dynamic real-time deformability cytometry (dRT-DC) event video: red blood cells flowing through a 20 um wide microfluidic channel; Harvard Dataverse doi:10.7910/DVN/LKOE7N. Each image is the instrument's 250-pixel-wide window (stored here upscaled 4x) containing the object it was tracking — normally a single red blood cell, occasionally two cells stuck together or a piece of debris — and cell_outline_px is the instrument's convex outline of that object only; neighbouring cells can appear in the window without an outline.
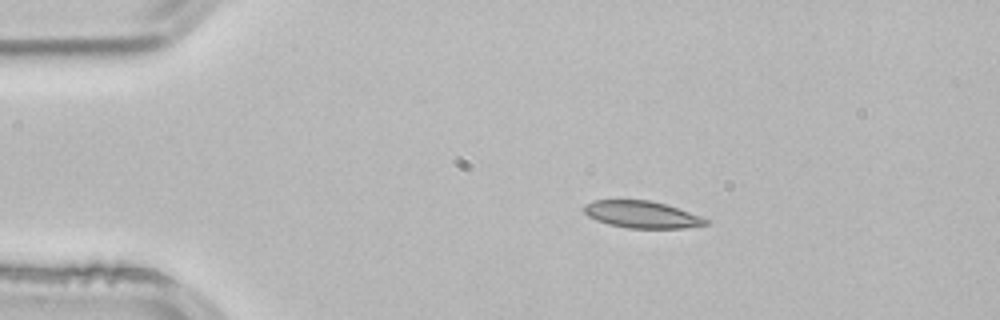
{"species": "common noctule bat (a hibernating species)", "species_latin": "Nyctalus noctula", "temperature_condition": "room temperature", "stored_images_in_passage": 2, "camera_frame_rate_fps": 3000, "um_per_image_px": 0.085, "animal": {"sex": "male", "body_mass_g": 21.5, "forearm_length_mm": 52.0}, "frame": {"image": 1, "passage_image": 1, "time_ms": 0.0, "image_size_px": [1000, 320], "cell_outline_px": [[712, 220], [708, 224], [684, 228], [628, 228], [608, 224], [596, 220], [588, 216], [584, 212], [584, 204], [592, 200], [648, 200], [664, 204]], "centroid_in_image_um": [54.54, 18.24], "position_along_channel_um": 30.5, "area_um2": 19.07}}